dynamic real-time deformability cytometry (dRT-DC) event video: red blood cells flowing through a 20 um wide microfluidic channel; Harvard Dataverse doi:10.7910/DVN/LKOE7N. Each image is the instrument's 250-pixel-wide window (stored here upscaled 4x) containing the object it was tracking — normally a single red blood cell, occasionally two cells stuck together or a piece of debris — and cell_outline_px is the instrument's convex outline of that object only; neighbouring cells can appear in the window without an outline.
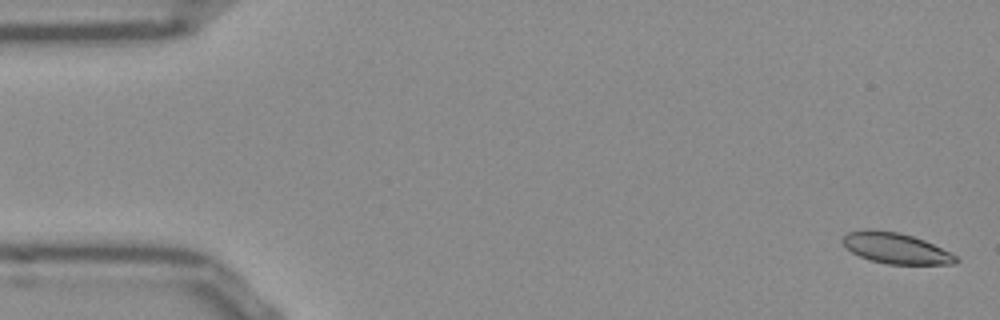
{"species": "Egyptian fruit bat (a non-hibernating species)", "species_latin": "Rousettus aegyptiacus", "temperature_condition": "room temperature", "stored_images_in_passage": 53, "camera_frame_rate_fps": 3000, "um_per_image_px": 0.085, "frame": {"image": 1, "passage_image": 2, "time_ms": 0.333, "image_size_px": [1000, 320], "cell_outline_px": [[960, 260], [956, 264], [888, 264], [872, 260], [860, 256], [852, 252], [844, 244], [844, 236], [848, 232], [864, 228], [896, 232], [912, 236], [924, 240], [956, 256]], "centroid_in_image_um": [76.14, 21.1], "position_along_channel_um": 8.9, "area_um2": 19.94}}
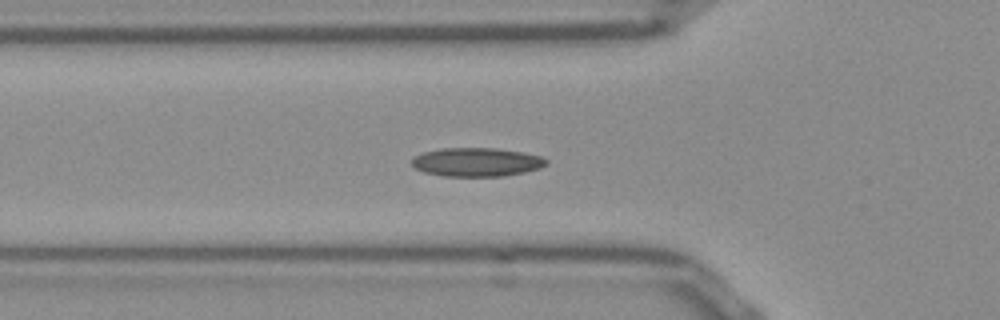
{"frame": {"image": 2, "passage_image": 18, "time_ms": 5.667, "image_size_px": [1000, 320], "cell_outline_px": [[548, 164], [540, 168], [524, 172], [504, 176], [444, 176], [424, 172], [416, 168], [412, 164], [412, 156], [424, 152], [440, 148], [496, 148], [524, 152], [540, 156], [548, 160]], "centroid_in_image_um": [40.52, 13.77], "position_along_channel_um": 85.3, "area_um2": 22.6}}
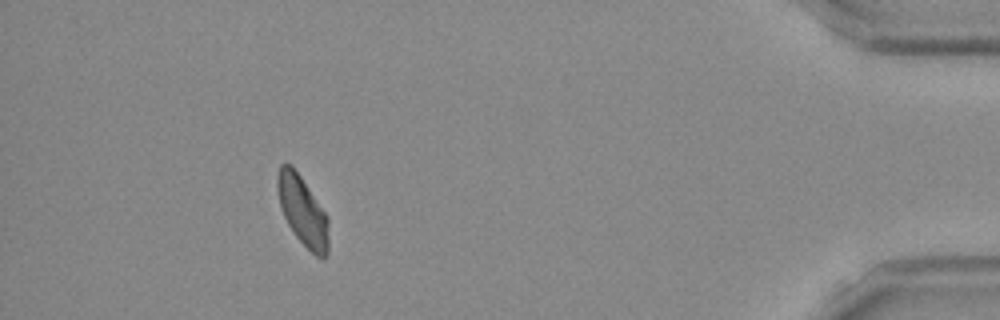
{"frame": {"image": 3, "passage_image": 48, "time_ms": 15.667, "image_size_px": [1000, 320], "cell_outline_px": [[328, 252], [324, 256], [316, 256], [296, 236], [288, 224], [280, 208], [276, 188], [276, 176], [280, 164], [292, 164], [328, 216]], "centroid_in_image_um": [25.69, 17.87], "position_along_channel_um": 409.5, "area_um2": 20.63}, "authors_computed_cell_mechanics": {"area_um2": 20.808, "velocity_mm_per_s": 3.8535, "shape_relaxation_time_tau1_ms": null, "shape_relaxation_time_tau2_ms": 5.2967, "deformation_change_tau1": null, "deformation_change_tau2": 0.1121}}